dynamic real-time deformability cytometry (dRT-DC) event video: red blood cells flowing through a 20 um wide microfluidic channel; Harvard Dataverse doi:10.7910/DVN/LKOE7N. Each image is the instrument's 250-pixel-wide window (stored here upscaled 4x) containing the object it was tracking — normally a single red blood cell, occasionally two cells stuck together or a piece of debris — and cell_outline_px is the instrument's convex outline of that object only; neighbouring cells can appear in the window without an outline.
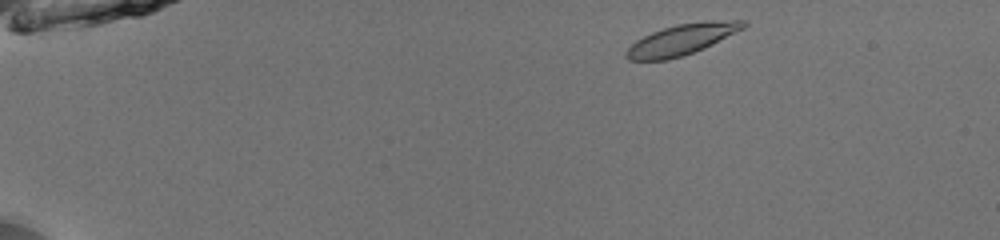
{"species": "common noctule bat (a hibernating species)", "species_latin": "Nyctalus noctula", "temperature_condition": "room temperature", "stored_images_in_passage": 44, "camera_frame_rate_fps": 3000, "um_per_image_px": 0.085, "animal": {"sex": "male", "body_mass_g": 13.0, "forearm_length_mm": 53.1}, "frame": {"image": 1, "passage_image": 2, "time_ms": 0.333, "image_size_px": [1000, 240], "cell_outline_px": [[748, 24], [744, 28], [704, 48], [668, 60], [628, 60], [624, 56], [624, 52], [636, 40], [652, 32], [676, 24], [704, 20], [748, 20]], "centroid_in_image_um": [57.96, 3.34], "position_along_channel_um": 27.0, "area_um2": 20.98}}
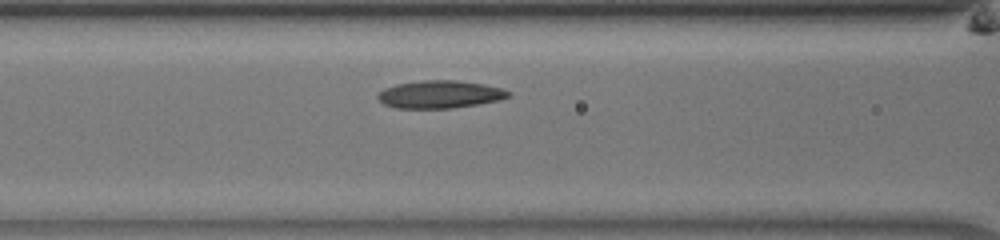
{"frame": {"image": 2, "passage_image": 17, "time_ms": 5.333, "image_size_px": [1000, 240], "cell_outline_px": [[512, 96], [500, 100], [452, 108], [396, 108], [384, 104], [376, 96], [384, 88], [396, 84], [424, 80], [456, 80], [484, 84], [504, 88], [512, 92]], "centroid_in_image_um": [37.44, 8.01], "position_along_channel_um": 129.2, "area_um2": 21.15}}
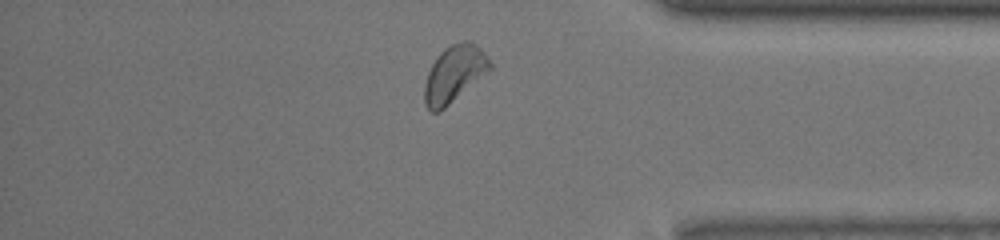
{"frame": {"image": 3, "passage_image": 38, "time_ms": 12.333, "image_size_px": [1000, 240], "cell_outline_px": [[492, 68], [488, 72], [440, 112], [432, 112], [428, 108], [424, 100], [424, 84], [428, 72], [432, 64], [440, 52], [444, 48], [460, 40], [472, 40], [488, 56], [492, 64]], "centroid_in_image_um": [38.62, 6.25], "position_along_channel_um": 396.6, "area_um2": 21.73}, "authors_computed_cell_mechanics": {"area_um2": 21.0681, "velocity_mm_per_s": 3.9827, "shape_relaxation_time_tau1_ms": 4.0316, "shape_relaxation_time_tau2_ms": 10.0, "deformation_change_tau1": 0.097, "deformation_change_tau2": 0.1182}}